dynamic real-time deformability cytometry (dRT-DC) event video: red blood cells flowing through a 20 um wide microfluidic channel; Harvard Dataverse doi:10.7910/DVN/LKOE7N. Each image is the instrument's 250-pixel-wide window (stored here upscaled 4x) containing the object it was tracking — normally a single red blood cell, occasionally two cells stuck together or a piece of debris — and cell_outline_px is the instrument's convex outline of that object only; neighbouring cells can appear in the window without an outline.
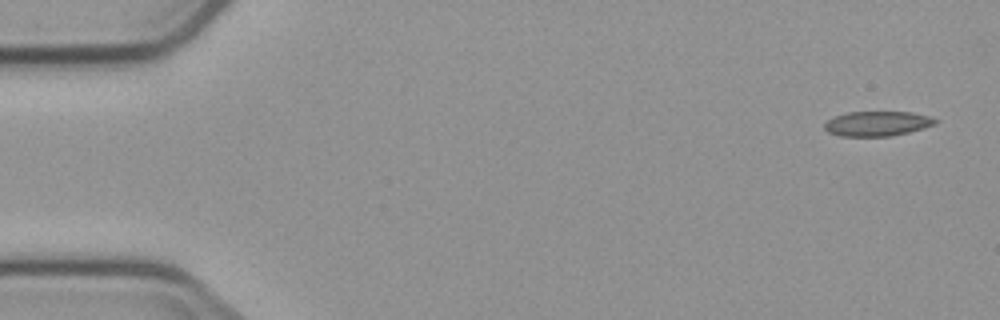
{"species": "common noctule bat (a hibernating species)", "species_latin": "Nyctalus noctula", "temperature_condition": "cold", "stored_images_in_passage": 5, "camera_frame_rate_fps": 3000, "um_per_image_px": 0.085, "animal": {"sex": "male", "body_mass_g": 23.1, "forearm_length_mm": 52.7}, "frame": {"image": 1, "passage_image": 1, "time_ms": 0.0, "image_size_px": [1000, 320], "cell_outline_px": [[940, 120], [936, 124], [924, 128], [892, 136], [840, 136], [828, 132], [824, 128], [824, 124], [828, 120], [836, 116], [848, 112], [912, 112], [928, 116]], "centroid_in_image_um": [74.59, 10.51], "position_along_channel_um": 10.4, "area_um2": 16.01}}
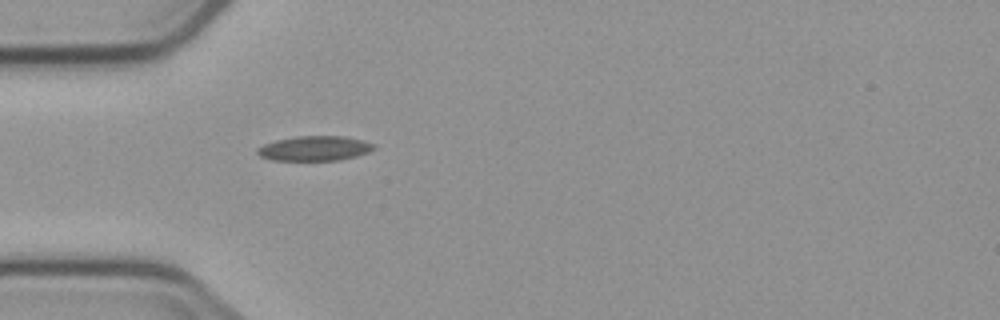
{"frame": {"image": 2, "passage_image": 5, "time_ms": 4.667, "image_size_px": [1000, 320], "cell_outline_px": [[376, 148], [368, 152], [356, 156], [340, 160], [272, 160], [260, 156], [256, 152], [256, 148], [264, 144], [276, 140], [296, 136], [344, 136], [364, 140], [376, 144]], "centroid_in_image_um": [26.76, 12.6], "position_along_channel_um": 58.2, "area_um2": 16.94}}